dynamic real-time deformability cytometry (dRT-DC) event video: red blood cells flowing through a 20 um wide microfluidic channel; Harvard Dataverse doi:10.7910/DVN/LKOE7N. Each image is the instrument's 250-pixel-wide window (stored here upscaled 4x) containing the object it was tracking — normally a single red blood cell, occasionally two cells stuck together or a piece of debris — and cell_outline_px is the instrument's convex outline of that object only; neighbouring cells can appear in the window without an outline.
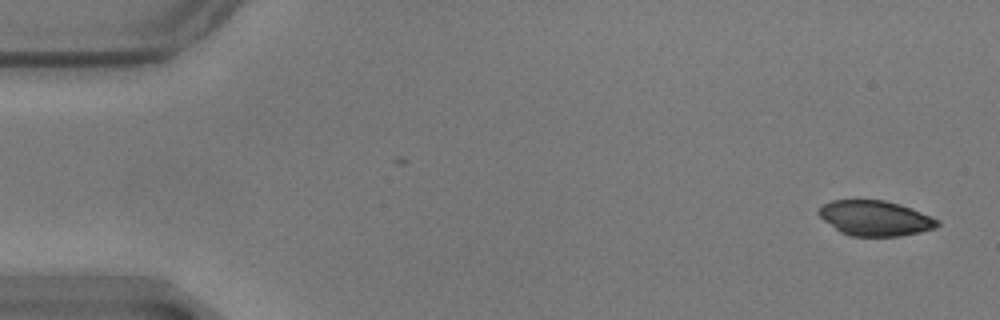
{"species": "common noctule bat (a hibernating species)", "species_latin": "Nyctalus noctula", "temperature_condition": "warm", "stored_images_in_passage": 57, "camera_frame_rate_fps": 3000, "um_per_image_px": 0.085, "animal": {"sex": "male", "body_mass_g": 17.9}, "frame": {"image": 1, "passage_image": 1, "time_ms": 0.0, "image_size_px": [1000, 320], "cell_outline_px": [[940, 224], [936, 228], [920, 232], [900, 236], [848, 236], [840, 232], [824, 220], [816, 212], [824, 204], [832, 200], [884, 200], [900, 204], [912, 208], [932, 216], [940, 220]], "centroid_in_image_um": [74.42, 18.55], "position_along_channel_um": 10.6, "area_um2": 24.45}}
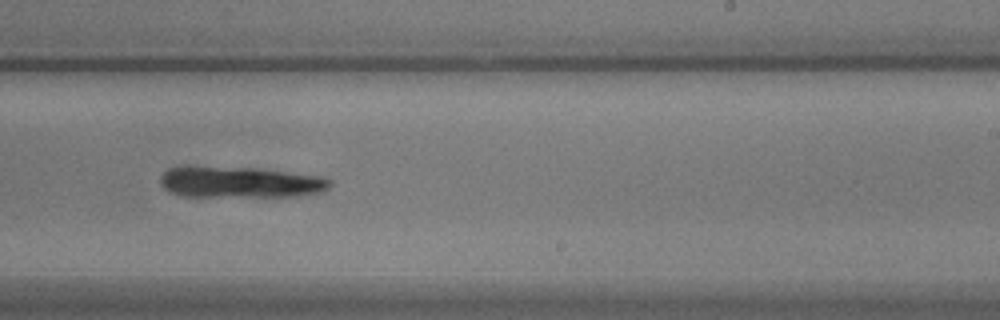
{"frame": {"image": 2, "passage_image": 34, "time_ms": 11.0, "image_size_px": [1000, 320], "cell_outline_px": [[332, 184], [328, 188], [320, 192], [300, 196], [184, 196], [168, 192], [160, 184], [160, 176], [168, 168], [256, 168], [320, 176], [332, 180]], "centroid_in_image_um": [20.45, 15.51], "position_along_channel_um": 268.6, "area_um2": 30.23}}
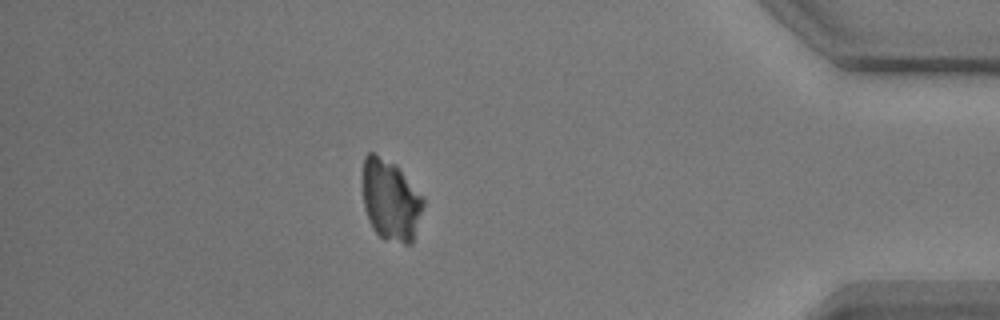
{"frame": {"image": 3, "passage_image": 49, "time_ms": 16.0, "image_size_px": [1000, 320], "cell_outline_px": [[424, 204], [412, 244], [404, 244], [384, 240], [372, 228], [368, 220], [364, 208], [360, 180], [364, 156], [368, 152], [372, 152], [396, 164], [424, 200]], "centroid_in_image_um": [33.14, 17.0], "position_along_channel_um": 402.1, "area_um2": 29.13}}